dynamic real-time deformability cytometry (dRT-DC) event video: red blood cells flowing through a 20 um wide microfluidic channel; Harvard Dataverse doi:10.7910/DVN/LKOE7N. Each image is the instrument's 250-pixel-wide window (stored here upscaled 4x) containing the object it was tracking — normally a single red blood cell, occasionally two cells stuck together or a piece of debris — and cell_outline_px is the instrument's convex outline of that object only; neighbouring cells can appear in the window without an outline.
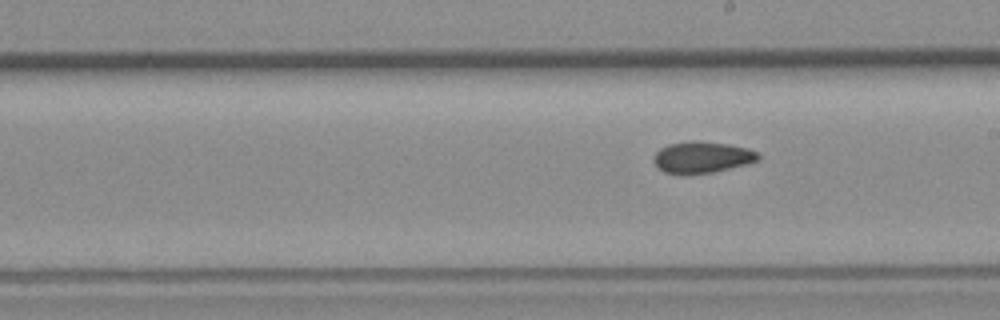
{"species": "common noctule bat (a hibernating species)", "species_latin": "Nyctalus noctula", "temperature_condition": "room temperature", "stored_images_in_passage": 16, "camera_frame_rate_fps": 3000, "um_per_image_px": 0.085, "animal": {"sex": "female", "body_mass_g": 19.3, "forearm_length_mm": 54.1}, "frame": {"image": 1, "passage_image": 10, "time_ms": 11.667, "image_size_px": [1000, 320], "cell_outline_px": [[760, 156], [756, 160], [744, 164], [712, 172], [688, 176], [680, 176], [664, 172], [652, 160], [652, 156], [660, 148], [668, 144], [688, 140], [700, 140], [728, 144], [748, 148], [756, 152]], "centroid_in_image_um": [59.58, 13.37], "position_along_channel_um": 229.4, "area_um2": 19.48}}
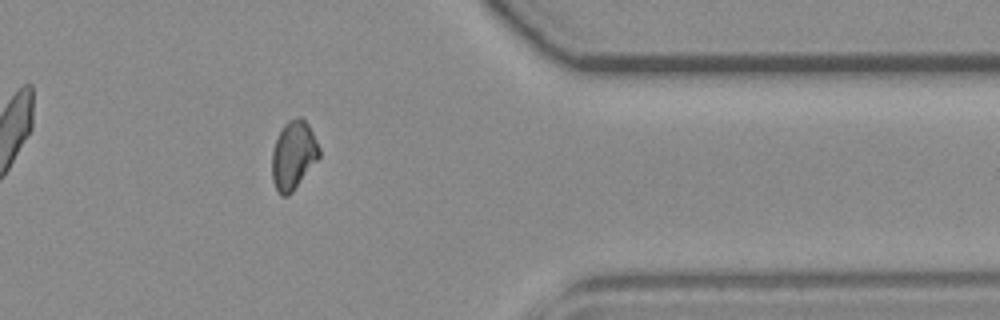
{"frame": {"image": 2, "passage_image": 14, "time_ms": 16.333, "image_size_px": [1000, 320], "cell_outline_px": [[320, 156], [292, 192], [288, 196], [280, 196], [272, 180], [272, 152], [276, 140], [284, 124], [288, 120], [300, 116], [308, 124], [320, 148]], "centroid_in_image_um": [24.93, 13.2], "position_along_channel_um": 386.5, "area_um2": 18.67}}
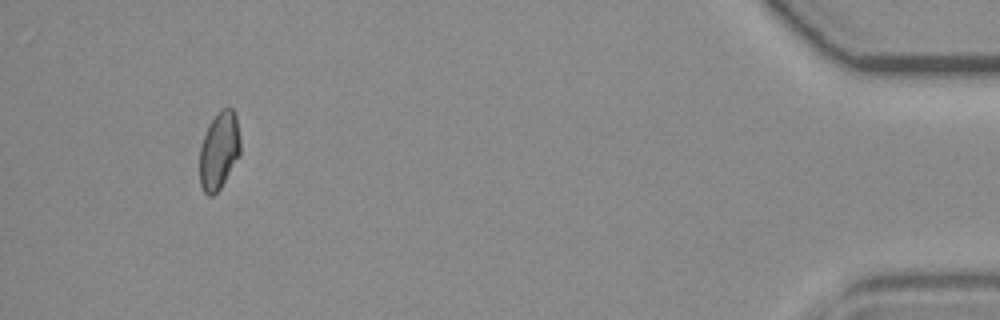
{"frame": {"image": 3, "passage_image": 16, "time_ms": 18.667, "image_size_px": [1000, 320], "cell_outline_px": [[240, 152], [220, 188], [212, 196], [208, 196], [204, 192], [200, 184], [200, 148], [204, 136], [212, 120], [224, 108], [232, 108], [236, 116], [240, 140]], "centroid_in_image_um": [18.61, 12.82], "position_along_channel_um": 416.6, "area_um2": 17.8}}